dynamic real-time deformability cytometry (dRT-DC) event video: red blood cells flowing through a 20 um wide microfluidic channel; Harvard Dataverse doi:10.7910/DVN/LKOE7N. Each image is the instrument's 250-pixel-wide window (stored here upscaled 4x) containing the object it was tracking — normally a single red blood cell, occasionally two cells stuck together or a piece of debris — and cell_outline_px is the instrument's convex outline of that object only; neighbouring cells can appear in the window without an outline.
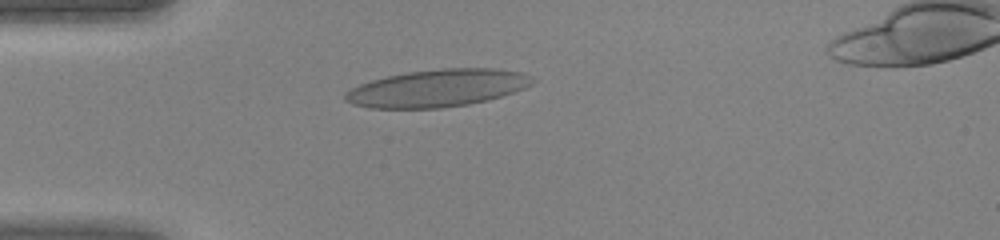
{"species": "human", "species_latin": "Homo sapiens", "temperature_condition": "warm", "stored_images_in_passage": 34, "camera_frame_rate_fps": 3000, "um_per_image_px": 0.085, "donor": {"sex": "female"}, "frame": {"image": 1, "passage_image": 2, "time_ms": 0.333, "image_size_px": [1000, 240], "cell_outline_px": [[528, 84], [512, 92], [500, 96], [468, 104], [440, 108], [372, 108], [356, 104], [344, 100], [344, 96], [352, 88], [360, 84], [388, 76], [412, 72], [448, 68], [484, 68], [520, 72]], "centroid_in_image_um": [37.05, 7.51], "position_along_channel_um": 48.0, "area_um2": 39.13}}
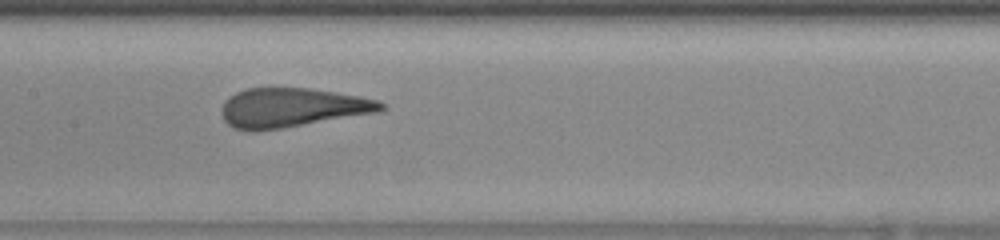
{"frame": {"image": 2, "passage_image": 12, "time_ms": 3.667, "image_size_px": [1000, 240], "cell_outline_px": [[384, 108], [372, 112], [284, 128], [256, 132], [248, 132], [232, 128], [224, 120], [224, 104], [236, 92], [248, 88], [308, 88], [356, 96], [376, 100], [384, 104]], "centroid_in_image_um": [24.73, 9.17], "position_along_channel_um": 182.7, "area_um2": 35.55}}
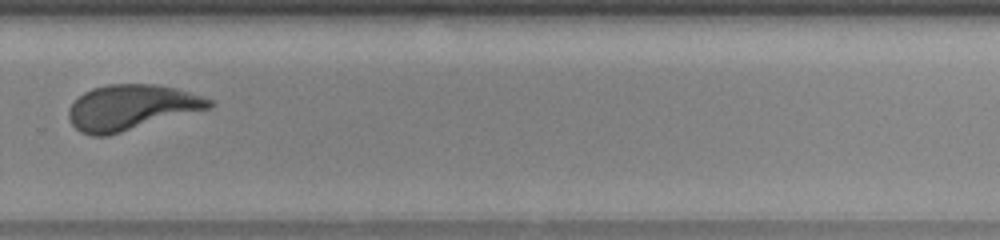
{"frame": {"image": 3, "passage_image": 21, "time_ms": 6.667, "image_size_px": [1000, 240], "cell_outline_px": [[212, 104], [208, 108], [108, 136], [92, 136], [80, 132], [72, 124], [68, 116], [68, 112], [72, 104], [84, 92], [92, 88], [108, 84], [156, 84], [176, 88], [212, 100]], "centroid_in_image_um": [11.1, 9.13], "position_along_channel_um": 318.7, "area_um2": 36.65}}